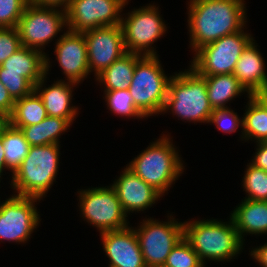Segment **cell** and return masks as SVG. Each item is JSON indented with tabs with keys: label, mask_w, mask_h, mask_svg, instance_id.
<instances>
[{
	"label": "cell",
	"mask_w": 267,
	"mask_h": 267,
	"mask_svg": "<svg viewBox=\"0 0 267 267\" xmlns=\"http://www.w3.org/2000/svg\"><path fill=\"white\" fill-rule=\"evenodd\" d=\"M244 29L199 48L190 67L200 76L233 74L242 51L254 38Z\"/></svg>",
	"instance_id": "cell-8"
},
{
	"label": "cell",
	"mask_w": 267,
	"mask_h": 267,
	"mask_svg": "<svg viewBox=\"0 0 267 267\" xmlns=\"http://www.w3.org/2000/svg\"><path fill=\"white\" fill-rule=\"evenodd\" d=\"M159 56H143L135 66L129 86L136 108L147 118L162 114L168 94L169 77L161 65Z\"/></svg>",
	"instance_id": "cell-6"
},
{
	"label": "cell",
	"mask_w": 267,
	"mask_h": 267,
	"mask_svg": "<svg viewBox=\"0 0 267 267\" xmlns=\"http://www.w3.org/2000/svg\"><path fill=\"white\" fill-rule=\"evenodd\" d=\"M172 214L167 221L146 218L134 228L146 267L163 266L174 246L184 237L183 222Z\"/></svg>",
	"instance_id": "cell-10"
},
{
	"label": "cell",
	"mask_w": 267,
	"mask_h": 267,
	"mask_svg": "<svg viewBox=\"0 0 267 267\" xmlns=\"http://www.w3.org/2000/svg\"><path fill=\"white\" fill-rule=\"evenodd\" d=\"M257 46L253 38L242 51L233 72L251 96L267 90L265 61Z\"/></svg>",
	"instance_id": "cell-19"
},
{
	"label": "cell",
	"mask_w": 267,
	"mask_h": 267,
	"mask_svg": "<svg viewBox=\"0 0 267 267\" xmlns=\"http://www.w3.org/2000/svg\"><path fill=\"white\" fill-rule=\"evenodd\" d=\"M244 173L242 186L243 191L247 194V197L244 198L254 201H267V172L249 162Z\"/></svg>",
	"instance_id": "cell-28"
},
{
	"label": "cell",
	"mask_w": 267,
	"mask_h": 267,
	"mask_svg": "<svg viewBox=\"0 0 267 267\" xmlns=\"http://www.w3.org/2000/svg\"><path fill=\"white\" fill-rule=\"evenodd\" d=\"M5 169L10 170L6 166L4 145L2 142V138L0 137V178L3 175L2 173L5 171ZM0 182H1V179H0Z\"/></svg>",
	"instance_id": "cell-39"
},
{
	"label": "cell",
	"mask_w": 267,
	"mask_h": 267,
	"mask_svg": "<svg viewBox=\"0 0 267 267\" xmlns=\"http://www.w3.org/2000/svg\"><path fill=\"white\" fill-rule=\"evenodd\" d=\"M0 82L4 84L14 100L25 97L34 90V86L21 73L5 72L0 67Z\"/></svg>",
	"instance_id": "cell-31"
},
{
	"label": "cell",
	"mask_w": 267,
	"mask_h": 267,
	"mask_svg": "<svg viewBox=\"0 0 267 267\" xmlns=\"http://www.w3.org/2000/svg\"><path fill=\"white\" fill-rule=\"evenodd\" d=\"M165 267H205L191 244L183 237L168 255Z\"/></svg>",
	"instance_id": "cell-30"
},
{
	"label": "cell",
	"mask_w": 267,
	"mask_h": 267,
	"mask_svg": "<svg viewBox=\"0 0 267 267\" xmlns=\"http://www.w3.org/2000/svg\"><path fill=\"white\" fill-rule=\"evenodd\" d=\"M157 5L147 4L141 8H134L122 16L121 27L124 46L127 53L142 56H158L152 46L167 31Z\"/></svg>",
	"instance_id": "cell-7"
},
{
	"label": "cell",
	"mask_w": 267,
	"mask_h": 267,
	"mask_svg": "<svg viewBox=\"0 0 267 267\" xmlns=\"http://www.w3.org/2000/svg\"><path fill=\"white\" fill-rule=\"evenodd\" d=\"M256 145V152L251 159V164L267 172V141L257 142Z\"/></svg>",
	"instance_id": "cell-36"
},
{
	"label": "cell",
	"mask_w": 267,
	"mask_h": 267,
	"mask_svg": "<svg viewBox=\"0 0 267 267\" xmlns=\"http://www.w3.org/2000/svg\"><path fill=\"white\" fill-rule=\"evenodd\" d=\"M63 28L67 29L66 11L37 7L30 3L26 5L17 26L22 46L41 51L45 55V45L58 37Z\"/></svg>",
	"instance_id": "cell-11"
},
{
	"label": "cell",
	"mask_w": 267,
	"mask_h": 267,
	"mask_svg": "<svg viewBox=\"0 0 267 267\" xmlns=\"http://www.w3.org/2000/svg\"><path fill=\"white\" fill-rule=\"evenodd\" d=\"M77 193L84 221L96 227L99 233L120 230L130 224L111 184L107 187L80 189Z\"/></svg>",
	"instance_id": "cell-9"
},
{
	"label": "cell",
	"mask_w": 267,
	"mask_h": 267,
	"mask_svg": "<svg viewBox=\"0 0 267 267\" xmlns=\"http://www.w3.org/2000/svg\"><path fill=\"white\" fill-rule=\"evenodd\" d=\"M0 137L4 145L6 166L13 173L27 156L30 145L23 132L7 121L2 125Z\"/></svg>",
	"instance_id": "cell-27"
},
{
	"label": "cell",
	"mask_w": 267,
	"mask_h": 267,
	"mask_svg": "<svg viewBox=\"0 0 267 267\" xmlns=\"http://www.w3.org/2000/svg\"><path fill=\"white\" fill-rule=\"evenodd\" d=\"M142 57L140 54L126 53L120 59L114 61L95 79L100 85H104L103 91L129 89L136 63Z\"/></svg>",
	"instance_id": "cell-22"
},
{
	"label": "cell",
	"mask_w": 267,
	"mask_h": 267,
	"mask_svg": "<svg viewBox=\"0 0 267 267\" xmlns=\"http://www.w3.org/2000/svg\"><path fill=\"white\" fill-rule=\"evenodd\" d=\"M174 74L169 82L162 114L169 110L185 122L209 123L214 110L208 100L205 79L191 67Z\"/></svg>",
	"instance_id": "cell-5"
},
{
	"label": "cell",
	"mask_w": 267,
	"mask_h": 267,
	"mask_svg": "<svg viewBox=\"0 0 267 267\" xmlns=\"http://www.w3.org/2000/svg\"><path fill=\"white\" fill-rule=\"evenodd\" d=\"M55 42L54 53L66 81L81 83L90 75L87 44L84 33L66 29Z\"/></svg>",
	"instance_id": "cell-15"
},
{
	"label": "cell",
	"mask_w": 267,
	"mask_h": 267,
	"mask_svg": "<svg viewBox=\"0 0 267 267\" xmlns=\"http://www.w3.org/2000/svg\"><path fill=\"white\" fill-rule=\"evenodd\" d=\"M42 199L12 195L0 202V241L26 243L40 224L35 206ZM36 202V204H35Z\"/></svg>",
	"instance_id": "cell-12"
},
{
	"label": "cell",
	"mask_w": 267,
	"mask_h": 267,
	"mask_svg": "<svg viewBox=\"0 0 267 267\" xmlns=\"http://www.w3.org/2000/svg\"><path fill=\"white\" fill-rule=\"evenodd\" d=\"M267 111V90L252 95Z\"/></svg>",
	"instance_id": "cell-40"
},
{
	"label": "cell",
	"mask_w": 267,
	"mask_h": 267,
	"mask_svg": "<svg viewBox=\"0 0 267 267\" xmlns=\"http://www.w3.org/2000/svg\"><path fill=\"white\" fill-rule=\"evenodd\" d=\"M5 122H6L5 119L0 118V131H1L2 125H3Z\"/></svg>",
	"instance_id": "cell-41"
},
{
	"label": "cell",
	"mask_w": 267,
	"mask_h": 267,
	"mask_svg": "<svg viewBox=\"0 0 267 267\" xmlns=\"http://www.w3.org/2000/svg\"><path fill=\"white\" fill-rule=\"evenodd\" d=\"M209 124H215L217 130L227 134L235 133L238 128L243 127L242 118L240 119L237 112L235 113L229 107L214 110L210 116Z\"/></svg>",
	"instance_id": "cell-32"
},
{
	"label": "cell",
	"mask_w": 267,
	"mask_h": 267,
	"mask_svg": "<svg viewBox=\"0 0 267 267\" xmlns=\"http://www.w3.org/2000/svg\"><path fill=\"white\" fill-rule=\"evenodd\" d=\"M70 125L67 119L47 116L40 123L24 126L20 130L30 146L60 144L61 134L67 132Z\"/></svg>",
	"instance_id": "cell-24"
},
{
	"label": "cell",
	"mask_w": 267,
	"mask_h": 267,
	"mask_svg": "<svg viewBox=\"0 0 267 267\" xmlns=\"http://www.w3.org/2000/svg\"><path fill=\"white\" fill-rule=\"evenodd\" d=\"M250 256L255 262H258L261 267H267V242L262 246L252 248Z\"/></svg>",
	"instance_id": "cell-38"
},
{
	"label": "cell",
	"mask_w": 267,
	"mask_h": 267,
	"mask_svg": "<svg viewBox=\"0 0 267 267\" xmlns=\"http://www.w3.org/2000/svg\"><path fill=\"white\" fill-rule=\"evenodd\" d=\"M47 112L38 93L30 94L15 100L13 111L6 121L15 128L38 124L47 117Z\"/></svg>",
	"instance_id": "cell-25"
},
{
	"label": "cell",
	"mask_w": 267,
	"mask_h": 267,
	"mask_svg": "<svg viewBox=\"0 0 267 267\" xmlns=\"http://www.w3.org/2000/svg\"><path fill=\"white\" fill-rule=\"evenodd\" d=\"M28 3L37 7L56 8L66 11L70 0H28Z\"/></svg>",
	"instance_id": "cell-37"
},
{
	"label": "cell",
	"mask_w": 267,
	"mask_h": 267,
	"mask_svg": "<svg viewBox=\"0 0 267 267\" xmlns=\"http://www.w3.org/2000/svg\"><path fill=\"white\" fill-rule=\"evenodd\" d=\"M15 100L9 94L2 82H0V118L7 119L14 107Z\"/></svg>",
	"instance_id": "cell-35"
},
{
	"label": "cell",
	"mask_w": 267,
	"mask_h": 267,
	"mask_svg": "<svg viewBox=\"0 0 267 267\" xmlns=\"http://www.w3.org/2000/svg\"><path fill=\"white\" fill-rule=\"evenodd\" d=\"M21 47L17 27L0 28V65Z\"/></svg>",
	"instance_id": "cell-34"
},
{
	"label": "cell",
	"mask_w": 267,
	"mask_h": 267,
	"mask_svg": "<svg viewBox=\"0 0 267 267\" xmlns=\"http://www.w3.org/2000/svg\"><path fill=\"white\" fill-rule=\"evenodd\" d=\"M28 0H0V28L17 27Z\"/></svg>",
	"instance_id": "cell-33"
},
{
	"label": "cell",
	"mask_w": 267,
	"mask_h": 267,
	"mask_svg": "<svg viewBox=\"0 0 267 267\" xmlns=\"http://www.w3.org/2000/svg\"><path fill=\"white\" fill-rule=\"evenodd\" d=\"M230 214L243 242L246 234L267 235V201L244 199Z\"/></svg>",
	"instance_id": "cell-20"
},
{
	"label": "cell",
	"mask_w": 267,
	"mask_h": 267,
	"mask_svg": "<svg viewBox=\"0 0 267 267\" xmlns=\"http://www.w3.org/2000/svg\"><path fill=\"white\" fill-rule=\"evenodd\" d=\"M5 72L21 73L33 86L46 75V55L22 46L1 65Z\"/></svg>",
	"instance_id": "cell-21"
},
{
	"label": "cell",
	"mask_w": 267,
	"mask_h": 267,
	"mask_svg": "<svg viewBox=\"0 0 267 267\" xmlns=\"http://www.w3.org/2000/svg\"><path fill=\"white\" fill-rule=\"evenodd\" d=\"M120 176L111 185L116 191L121 207L128 216L152 207L162 195L125 166Z\"/></svg>",
	"instance_id": "cell-16"
},
{
	"label": "cell",
	"mask_w": 267,
	"mask_h": 267,
	"mask_svg": "<svg viewBox=\"0 0 267 267\" xmlns=\"http://www.w3.org/2000/svg\"><path fill=\"white\" fill-rule=\"evenodd\" d=\"M183 226L184 238L191 244L204 265L205 260L230 262L244 249V242L231 216L228 222L213 218L195 219L183 222Z\"/></svg>",
	"instance_id": "cell-2"
},
{
	"label": "cell",
	"mask_w": 267,
	"mask_h": 267,
	"mask_svg": "<svg viewBox=\"0 0 267 267\" xmlns=\"http://www.w3.org/2000/svg\"><path fill=\"white\" fill-rule=\"evenodd\" d=\"M244 0H190L188 28L190 48L202 46L241 31L247 22Z\"/></svg>",
	"instance_id": "cell-1"
},
{
	"label": "cell",
	"mask_w": 267,
	"mask_h": 267,
	"mask_svg": "<svg viewBox=\"0 0 267 267\" xmlns=\"http://www.w3.org/2000/svg\"><path fill=\"white\" fill-rule=\"evenodd\" d=\"M104 99L107 103V109L113 114L124 116L126 118H146L135 106L132 96L128 89L103 91Z\"/></svg>",
	"instance_id": "cell-29"
},
{
	"label": "cell",
	"mask_w": 267,
	"mask_h": 267,
	"mask_svg": "<svg viewBox=\"0 0 267 267\" xmlns=\"http://www.w3.org/2000/svg\"><path fill=\"white\" fill-rule=\"evenodd\" d=\"M109 267H146L134 227L100 233Z\"/></svg>",
	"instance_id": "cell-17"
},
{
	"label": "cell",
	"mask_w": 267,
	"mask_h": 267,
	"mask_svg": "<svg viewBox=\"0 0 267 267\" xmlns=\"http://www.w3.org/2000/svg\"><path fill=\"white\" fill-rule=\"evenodd\" d=\"M207 86L208 100L213 108H228V102L237 98L241 93H247V97L251 95L240 84L234 74H222L212 76H202Z\"/></svg>",
	"instance_id": "cell-23"
},
{
	"label": "cell",
	"mask_w": 267,
	"mask_h": 267,
	"mask_svg": "<svg viewBox=\"0 0 267 267\" xmlns=\"http://www.w3.org/2000/svg\"><path fill=\"white\" fill-rule=\"evenodd\" d=\"M245 113L242 117V135L243 141L261 142L267 141V111L266 109L253 97H248V102Z\"/></svg>",
	"instance_id": "cell-26"
},
{
	"label": "cell",
	"mask_w": 267,
	"mask_h": 267,
	"mask_svg": "<svg viewBox=\"0 0 267 267\" xmlns=\"http://www.w3.org/2000/svg\"><path fill=\"white\" fill-rule=\"evenodd\" d=\"M83 33L87 44L88 67L95 77L127 53L121 25L102 26Z\"/></svg>",
	"instance_id": "cell-14"
},
{
	"label": "cell",
	"mask_w": 267,
	"mask_h": 267,
	"mask_svg": "<svg viewBox=\"0 0 267 267\" xmlns=\"http://www.w3.org/2000/svg\"><path fill=\"white\" fill-rule=\"evenodd\" d=\"M128 2L129 0H70L66 9L67 29L83 33L102 26L121 25V12Z\"/></svg>",
	"instance_id": "cell-13"
},
{
	"label": "cell",
	"mask_w": 267,
	"mask_h": 267,
	"mask_svg": "<svg viewBox=\"0 0 267 267\" xmlns=\"http://www.w3.org/2000/svg\"><path fill=\"white\" fill-rule=\"evenodd\" d=\"M50 66H52L50 58L46 55V75L34 86V90L41 97L48 116L67 119L73 124V121L79 114V108L71 104L73 98L72 93L73 87H76L78 84L58 79L46 87L45 82H47L46 78H48L47 75L49 74Z\"/></svg>",
	"instance_id": "cell-18"
},
{
	"label": "cell",
	"mask_w": 267,
	"mask_h": 267,
	"mask_svg": "<svg viewBox=\"0 0 267 267\" xmlns=\"http://www.w3.org/2000/svg\"><path fill=\"white\" fill-rule=\"evenodd\" d=\"M60 144L30 146L27 156L11 174V188L20 196L45 198L59 172Z\"/></svg>",
	"instance_id": "cell-4"
},
{
	"label": "cell",
	"mask_w": 267,
	"mask_h": 267,
	"mask_svg": "<svg viewBox=\"0 0 267 267\" xmlns=\"http://www.w3.org/2000/svg\"><path fill=\"white\" fill-rule=\"evenodd\" d=\"M171 139L169 134H163L127 164L129 169L162 196L168 193L185 169L184 161Z\"/></svg>",
	"instance_id": "cell-3"
}]
</instances>
